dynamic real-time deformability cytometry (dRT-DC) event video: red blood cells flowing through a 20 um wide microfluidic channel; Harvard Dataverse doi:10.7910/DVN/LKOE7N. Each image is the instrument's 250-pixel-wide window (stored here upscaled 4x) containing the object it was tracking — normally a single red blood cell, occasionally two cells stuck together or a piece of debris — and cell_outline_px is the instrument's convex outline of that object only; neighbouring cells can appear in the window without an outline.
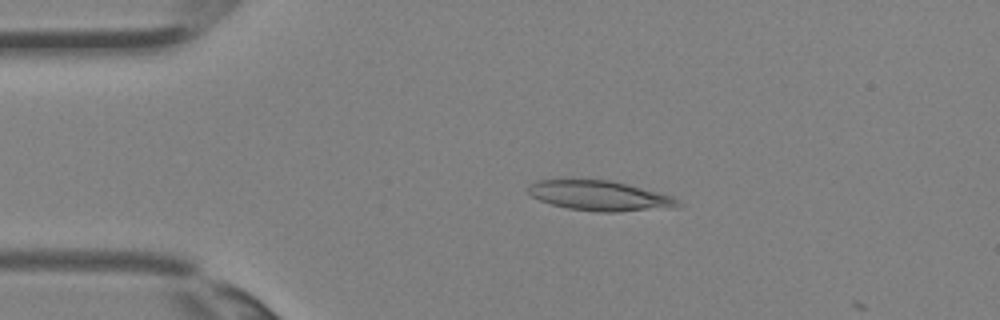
{"species": "Egyptian fruit bat (a non-hibernating species)", "species_latin": "Rousettus aegyptiacus", "temperature_condition": "room temperature", "stored_images_in_passage": 9, "camera_frame_rate_fps": 3000, "um_per_image_px": 0.085, "animal": {"sex": "female"}, "frame": {"image": 1, "passage_image": 8, "time_ms": 2.333, "image_size_px": [1000, 320], "cell_outline_px": [[684, 204], [672, 208], [616, 212], [600, 212], [568, 208], [552, 204], [540, 200], [532, 196], [528, 192], [528, 184], [536, 180], [608, 180], [628, 184], [672, 196], [680, 200]], "centroid_in_image_um": [51.01, 16.64], "position_along_channel_um": 34.0, "area_um2": 26.13}}